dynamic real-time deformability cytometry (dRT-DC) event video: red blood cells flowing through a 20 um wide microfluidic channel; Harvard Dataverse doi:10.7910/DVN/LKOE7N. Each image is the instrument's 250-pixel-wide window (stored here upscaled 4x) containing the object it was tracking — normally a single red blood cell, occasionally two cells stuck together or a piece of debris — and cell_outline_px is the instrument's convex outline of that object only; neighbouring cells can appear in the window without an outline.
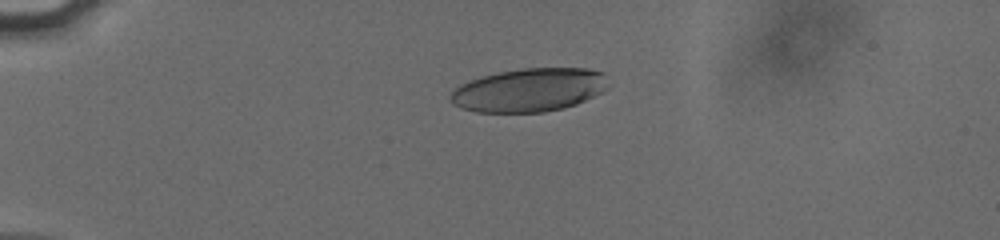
{"species": "human", "species_latin": "Homo sapiens", "temperature_condition": "cold", "stored_images_in_passage": 43, "camera_frame_rate_fps": 3000, "um_per_image_px": 0.085, "donor": {"sex": "male"}, "frame": {"image": 1, "passage_image": 2, "time_ms": 0.333, "image_size_px": [1000, 240], "cell_outline_px": [[604, 92], [576, 104], [564, 108], [544, 112], [476, 112], [460, 108], [452, 104], [448, 96], [460, 84], [484, 76], [500, 72], [524, 68], [588, 68], [604, 72]], "centroid_in_image_um": [44.95, 7.66], "position_along_channel_um": 40.0, "area_um2": 39.77}}
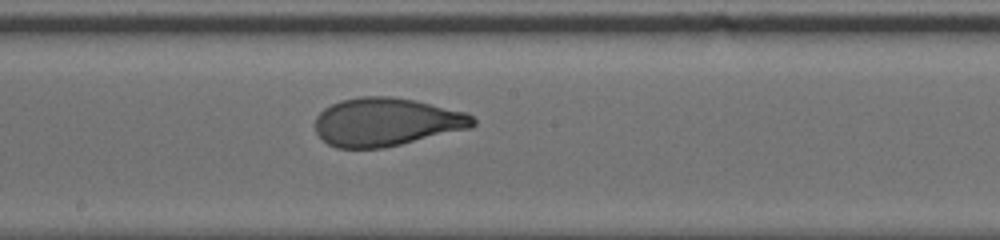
{"frame": {"image": 2, "passage_image": 20, "time_ms": 6.333, "image_size_px": [1000, 240], "cell_outline_px": [[476, 124], [472, 128], [384, 148], [336, 148], [328, 144], [316, 132], [316, 116], [324, 108], [340, 100], [360, 96], [392, 96], [412, 100], [464, 112], [472, 116], [476, 120]], "centroid_in_image_um": [32.83, 10.37], "position_along_channel_um": 215.4, "area_um2": 44.27}}
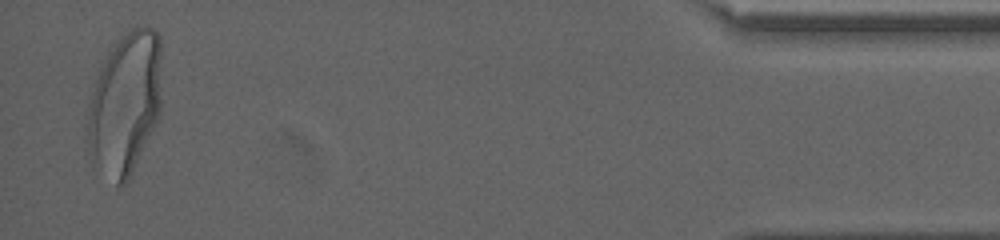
{"frame": {"image": 3, "passage_image": 42, "time_ms": 13.667, "image_size_px": [1000, 240], "cell_outline_px": [[160, 112], [132, 172], [128, 180], [120, 188], [116, 188], [88, 152], [84, 140], [84, 136], [92, 92], [100, 68], [108, 52], [132, 28], [144, 24], [152, 28], [160, 36]], "centroid_in_image_um": [10.61, 8.82], "position_along_channel_um": 424.6, "area_um2": 61.27}, "authors_computed_cell_mechanics": {"area_um2": 44.9106, "velocity_mm_per_s": 3.8168, "shape_relaxation_time_tau1_ms": 5.2444, "shape_relaxation_time_tau2_ms": null, "deformation_change_tau1": 0.2116, "deformation_change_tau2": null}}